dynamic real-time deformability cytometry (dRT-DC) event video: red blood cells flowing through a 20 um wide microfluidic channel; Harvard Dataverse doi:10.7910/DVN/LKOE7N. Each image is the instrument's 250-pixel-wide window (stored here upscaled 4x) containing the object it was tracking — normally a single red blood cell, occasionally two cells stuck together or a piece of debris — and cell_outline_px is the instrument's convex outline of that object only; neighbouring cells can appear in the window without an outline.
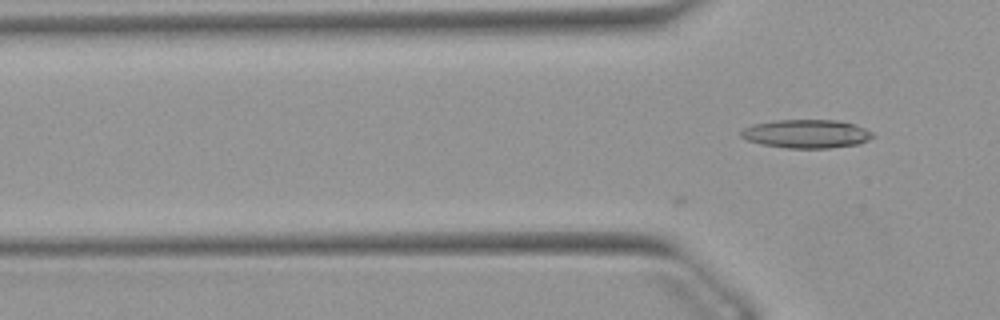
{"species": "Egyptian fruit bat (a non-hibernating species)", "species_latin": "Rousettus aegyptiacus", "temperature_condition": "warm", "stored_images_in_passage": 3, "camera_frame_rate_fps": 3000, "um_per_image_px": 0.085, "animal": {"sex": "female"}, "frame": {"image": 1, "passage_image": 3, "time_ms": 0.667, "image_size_px": [1000, 320], "cell_outline_px": [[872, 136], [868, 140], [860, 144], [828, 148], [788, 148], [760, 144], [748, 140], [740, 136], [740, 132], [744, 128], [752, 124], [776, 120], [836, 120], [852, 124], [864, 128], [872, 132]], "centroid_in_image_um": [68.52, 11.38], "position_along_channel_um": 57.3, "area_um2": 21.79}}